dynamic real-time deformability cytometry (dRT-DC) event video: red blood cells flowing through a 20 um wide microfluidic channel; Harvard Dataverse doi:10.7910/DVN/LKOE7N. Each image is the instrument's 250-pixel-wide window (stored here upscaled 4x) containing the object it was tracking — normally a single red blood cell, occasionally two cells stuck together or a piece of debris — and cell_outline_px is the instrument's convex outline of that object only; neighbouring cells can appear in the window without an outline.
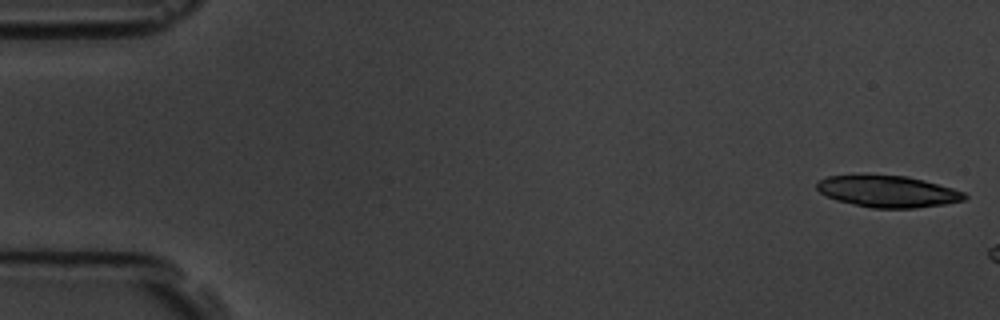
{"species": "common noctule bat (a hibernating species)", "species_latin": "Nyctalus noctula", "temperature_condition": "room temperature", "stored_images_in_passage": 3, "camera_frame_rate_fps": 3000, "um_per_image_px": 0.085, "animal": {"sex": "male", "body_mass_g": 19.5, "forearm_length_mm": 54.6}, "frame": {"image": 1, "passage_image": 1, "time_ms": 0.0, "image_size_px": [1000, 320], "cell_outline_px": [[968, 196], [964, 200], [944, 204], [916, 208], [872, 208], [852, 204], [836, 200], [820, 192], [816, 188], [816, 184], [820, 180], [828, 176], [908, 176], [924, 180], [952, 188], [964, 192]], "centroid_in_image_um": [75.49, 16.29], "position_along_channel_um": 9.5, "area_um2": 26.82}}